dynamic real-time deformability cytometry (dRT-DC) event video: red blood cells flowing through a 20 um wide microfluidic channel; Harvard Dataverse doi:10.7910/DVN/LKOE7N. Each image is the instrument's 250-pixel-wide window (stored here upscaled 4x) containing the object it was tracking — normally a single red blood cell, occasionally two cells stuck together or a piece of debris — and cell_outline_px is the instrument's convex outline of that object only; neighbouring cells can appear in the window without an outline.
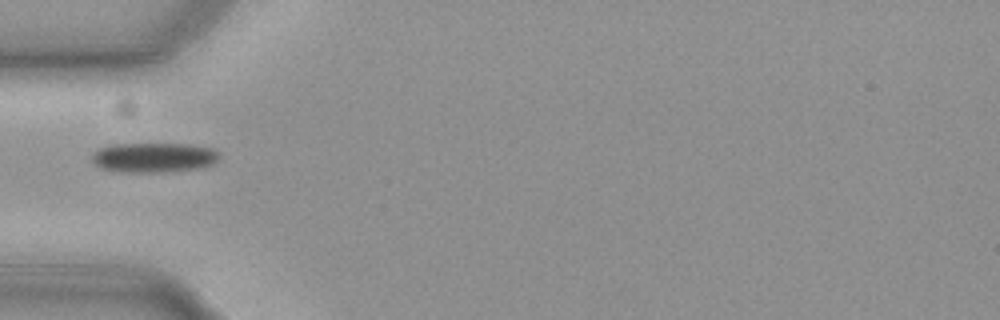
{"species": "common noctule bat (a hibernating species)", "species_latin": "Nyctalus noctula", "temperature_condition": "cold", "stored_images_in_passage": 30, "camera_frame_rate_fps": 3000, "um_per_image_px": 0.085, "animal": {"sex": "female", "body_mass_g": 19.3, "forearm_length_mm": 54.1}, "frame": {"image": 1, "passage_image": 1, "time_ms": 0.0, "image_size_px": [1000, 320], "cell_outline_px": [[216, 160], [212, 164], [196, 168], [160, 172], [120, 172], [100, 168], [92, 160], [92, 156], [100, 148], [112, 144], [192, 144], [212, 148], [216, 152]], "centroid_in_image_um": [13.02, 13.38], "position_along_channel_um": 72.0, "area_um2": 21.73}}
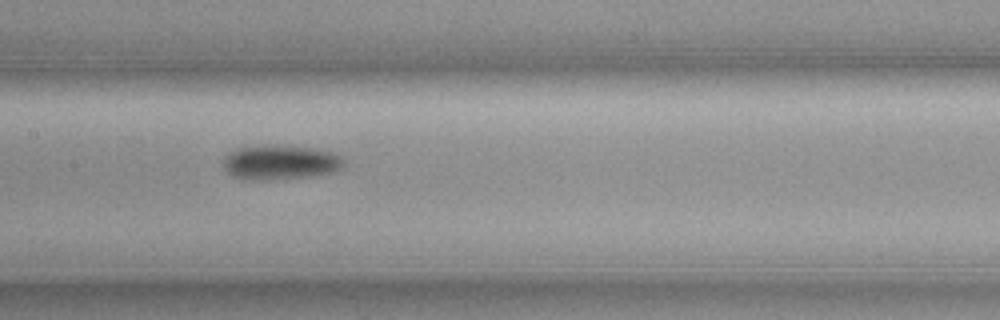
{"frame": {"image": 2, "passage_image": 10, "time_ms": 3.0, "image_size_px": [1000, 320], "cell_outline_px": [[344, 164], [340, 168], [332, 172], [312, 176], [264, 180], [244, 180], [232, 176], [224, 168], [224, 156], [236, 148], [264, 144], [316, 148], [332, 152], [340, 156], [344, 160]], "centroid_in_image_um": [23.79, 13.79], "position_along_channel_um": 183.6, "area_um2": 24.51}}
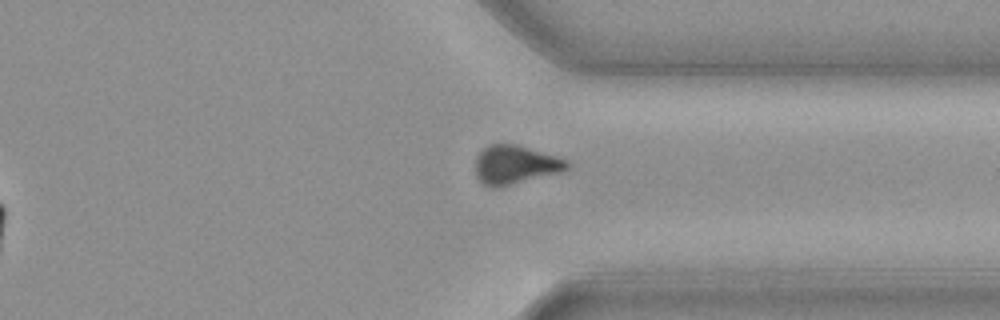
{"frame": {"image": 3, "passage_image": 25, "time_ms": 8.0, "image_size_px": [1000, 320], "cell_outline_px": [[572, 164], [568, 168], [560, 172], [496, 188], [484, 184], [476, 176], [476, 156], [488, 144], [520, 144], [568, 160]], "centroid_in_image_um": [43.81, 13.98], "position_along_channel_um": 367.6, "area_um2": 20.69}, "authors_computed_cell_mechanics": {"area_um2": 22.1952, "velocity_mm_per_s": 3.7092, "shape_relaxation_time_tau1_ms": 2.1831, "shape_relaxation_time_tau2_ms": null, "deformation_change_tau1": 0.0768, "deformation_change_tau2": null}}